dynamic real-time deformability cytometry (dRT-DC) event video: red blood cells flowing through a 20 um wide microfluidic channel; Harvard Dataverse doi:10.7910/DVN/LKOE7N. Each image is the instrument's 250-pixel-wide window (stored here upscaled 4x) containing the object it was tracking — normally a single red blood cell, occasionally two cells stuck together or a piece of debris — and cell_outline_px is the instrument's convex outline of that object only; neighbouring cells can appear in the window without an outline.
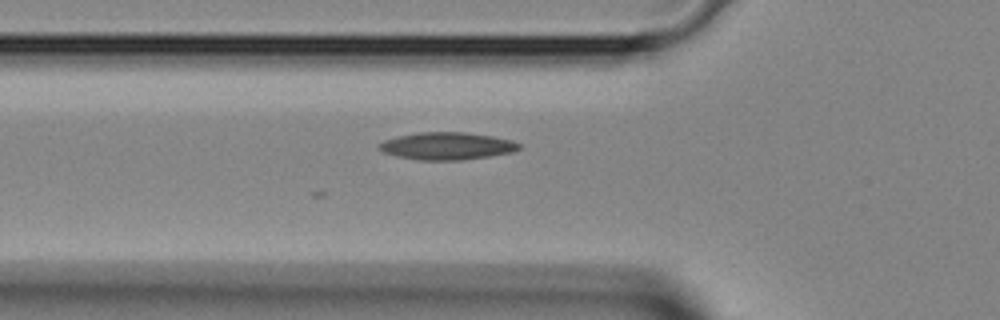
{"species": "Egyptian fruit bat (a non-hibernating species)", "species_latin": "Rousettus aegyptiacus", "temperature_condition": "room temperature", "stored_images_in_passage": 31, "camera_frame_rate_fps": 3000, "um_per_image_px": 0.085, "animal": {"sex": "female"}, "frame": {"image": 1, "passage_image": 2, "time_ms": 0.333, "image_size_px": [1000, 320], "cell_outline_px": [[520, 148], [512, 152], [488, 156], [460, 160], [420, 160], [396, 156], [384, 152], [376, 148], [376, 144], [384, 140], [396, 136], [416, 132], [464, 132], [492, 136], [512, 140], [520, 144]], "centroid_in_image_um": [37.93, 12.4], "position_along_channel_um": 87.9, "area_um2": 22.43}}
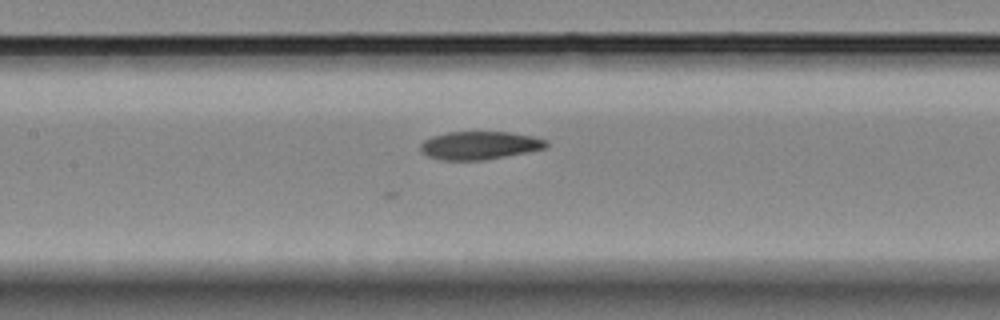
{"frame": {"image": 2, "passage_image": 7, "time_ms": 2.0, "image_size_px": [1000, 320], "cell_outline_px": [[548, 144], [544, 148], [528, 152], [484, 160], [440, 160], [428, 156], [420, 152], [420, 144], [424, 140], [432, 136], [448, 132], [508, 132], [532, 136], [548, 140]], "centroid_in_image_um": [40.74, 12.36], "position_along_channel_um": 166.7, "area_um2": 20.63}}
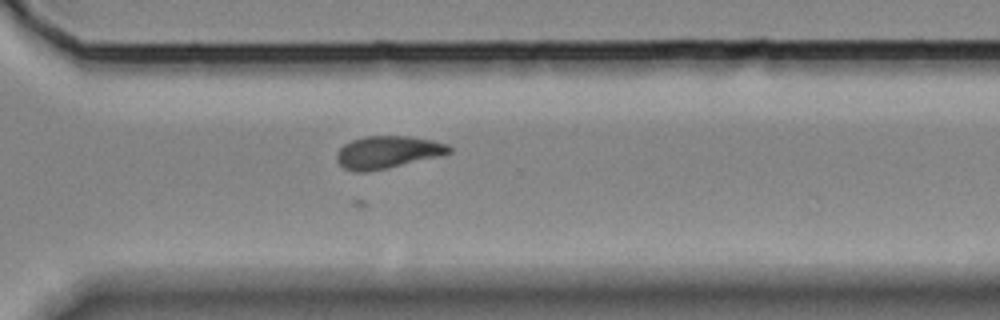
{"frame": {"image": 3, "passage_image": 18, "time_ms": 5.667, "image_size_px": [1000, 320], "cell_outline_px": [[452, 152], [444, 156], [388, 168], [364, 172], [356, 172], [344, 168], [336, 160], [336, 152], [344, 144], [352, 140], [364, 136], [408, 136], [432, 140], [448, 144], [452, 148]], "centroid_in_image_um": [32.98, 12.94], "position_along_channel_um": 337.6, "area_um2": 21.56}}